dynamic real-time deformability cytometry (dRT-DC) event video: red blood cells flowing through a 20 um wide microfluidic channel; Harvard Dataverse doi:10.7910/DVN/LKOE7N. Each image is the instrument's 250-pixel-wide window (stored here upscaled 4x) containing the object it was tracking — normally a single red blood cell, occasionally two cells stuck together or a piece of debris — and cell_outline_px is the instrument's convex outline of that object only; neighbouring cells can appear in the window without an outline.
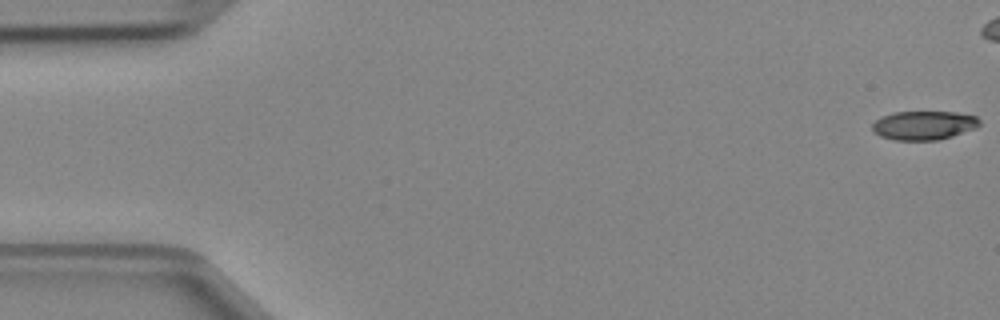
{"species": "Egyptian fruit bat (a non-hibernating species)", "species_latin": "Rousettus aegyptiacus", "temperature_condition": "cold", "stored_images_in_passage": 5, "camera_frame_rate_fps": 3000, "um_per_image_px": 0.085, "animal": {"sex": "female"}, "frame": {"image": 1, "passage_image": 1, "time_ms": 0.0, "image_size_px": [1000, 320], "cell_outline_px": [[980, 124], [976, 128], [952, 136], [936, 140], [896, 140], [880, 136], [872, 132], [872, 124], [876, 120], [892, 112], [956, 112], [976, 116], [980, 120]], "centroid_in_image_um": [78.52, 10.65], "position_along_channel_um": 6.5, "area_um2": 18.03}}